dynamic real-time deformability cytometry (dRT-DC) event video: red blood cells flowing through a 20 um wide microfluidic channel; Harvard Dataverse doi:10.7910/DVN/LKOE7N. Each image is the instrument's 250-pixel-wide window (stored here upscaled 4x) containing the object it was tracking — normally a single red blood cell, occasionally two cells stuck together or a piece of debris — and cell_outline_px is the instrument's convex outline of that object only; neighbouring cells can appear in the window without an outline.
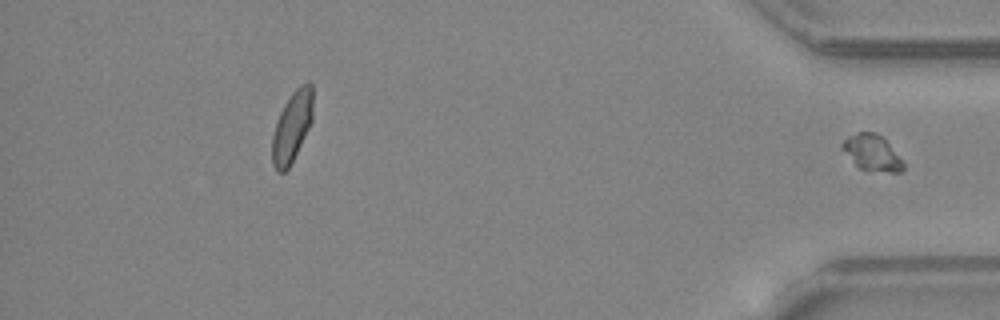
{"species": "common noctule bat (a hibernating species)", "species_latin": "Nyctalus noctula", "temperature_condition": "warm", "stored_images_in_passage": 30, "segment_of_instrument_passage": [2, 2], "camera_frame_rate_fps": 3000, "um_per_image_px": 0.085, "animal": {"sex": "female", "body_mass_g": 24.6, "forearm_length_mm": 56.2}, "frame": {"image": 1, "passage_image": 30, "time_ms": 9.667, "image_size_px": [1000, 320], "cell_outline_px": [[904, 168], [900, 172], [888, 172], [860, 168], [840, 148], [840, 144], [848, 136], [856, 132], [876, 132], [888, 144], [904, 164]], "centroid_in_image_um": [74.08, 12.96], "position_along_channel_um": 361.1, "area_um2": 12.37}}